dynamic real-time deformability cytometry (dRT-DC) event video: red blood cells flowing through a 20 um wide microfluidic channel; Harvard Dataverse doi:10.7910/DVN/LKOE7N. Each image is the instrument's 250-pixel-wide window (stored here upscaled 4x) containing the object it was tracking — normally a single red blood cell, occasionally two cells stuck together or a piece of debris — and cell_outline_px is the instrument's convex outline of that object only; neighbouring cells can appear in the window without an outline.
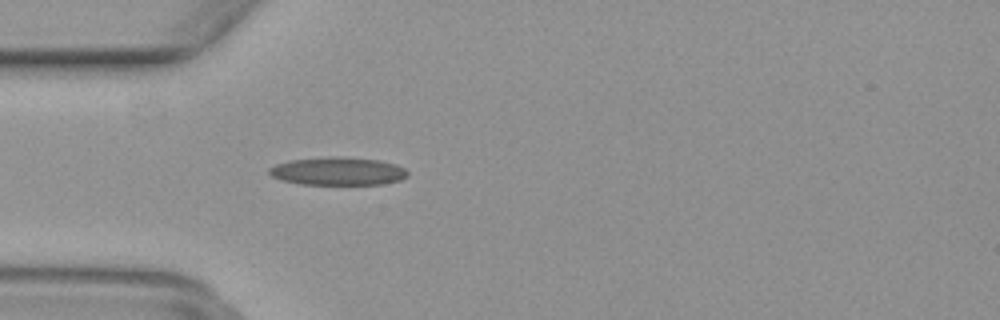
{"species": "common noctule bat (a hibernating species)", "species_latin": "Nyctalus noctula", "temperature_condition": "warm", "stored_images_in_passage": 37, "camera_frame_rate_fps": 3000, "um_per_image_px": 0.085, "animal": {"sex": "female", "body_mass_g": 29.2, "forearm_length_mm": 56.3}, "frame": {"image": 1, "passage_image": 2, "time_ms": 0.333, "image_size_px": [1000, 320], "cell_outline_px": [[408, 176], [400, 180], [380, 184], [300, 184], [280, 180], [272, 176], [268, 172], [268, 168], [276, 164], [288, 160], [332, 156], [344, 156], [380, 160], [396, 164], [404, 168], [408, 172]], "centroid_in_image_um": [28.7, 14.54], "position_along_channel_um": 56.3, "area_um2": 22.83}}
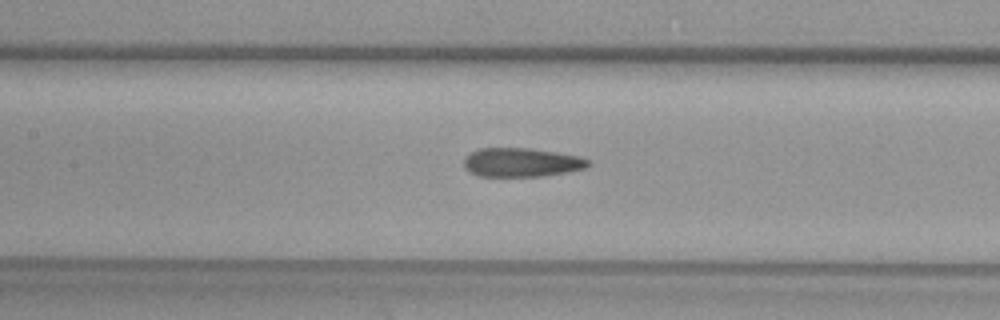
{"frame": {"image": 2, "passage_image": 10, "time_ms": 3.0, "image_size_px": [1000, 320], "cell_outline_px": [[592, 164], [588, 168], [568, 172], [540, 176], [480, 176], [464, 168], [464, 156], [480, 148], [532, 148], [580, 156], [592, 160]], "centroid_in_image_um": [44.39, 13.8], "position_along_channel_um": 163.0, "area_um2": 21.15}}
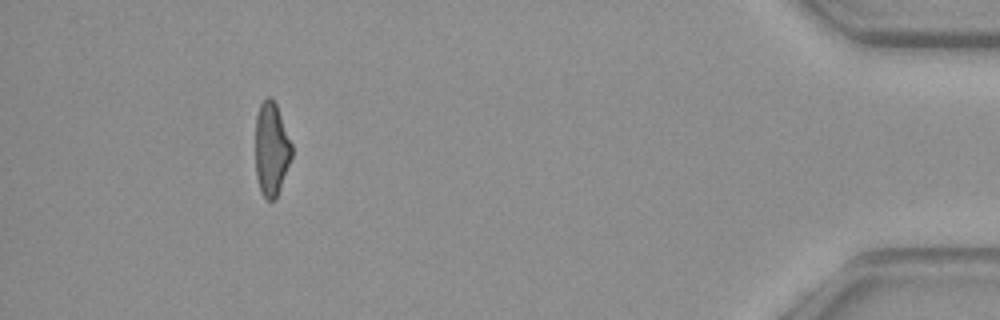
{"frame": {"image": 3, "passage_image": 33, "time_ms": 10.667, "image_size_px": [1000, 320], "cell_outline_px": [[292, 156], [276, 200], [268, 200], [260, 192], [256, 176], [256, 116], [260, 104], [268, 96], [276, 104], [292, 144]], "centroid_in_image_um": [23.07, 12.71], "position_along_channel_um": 412.1, "area_um2": 19.71}}